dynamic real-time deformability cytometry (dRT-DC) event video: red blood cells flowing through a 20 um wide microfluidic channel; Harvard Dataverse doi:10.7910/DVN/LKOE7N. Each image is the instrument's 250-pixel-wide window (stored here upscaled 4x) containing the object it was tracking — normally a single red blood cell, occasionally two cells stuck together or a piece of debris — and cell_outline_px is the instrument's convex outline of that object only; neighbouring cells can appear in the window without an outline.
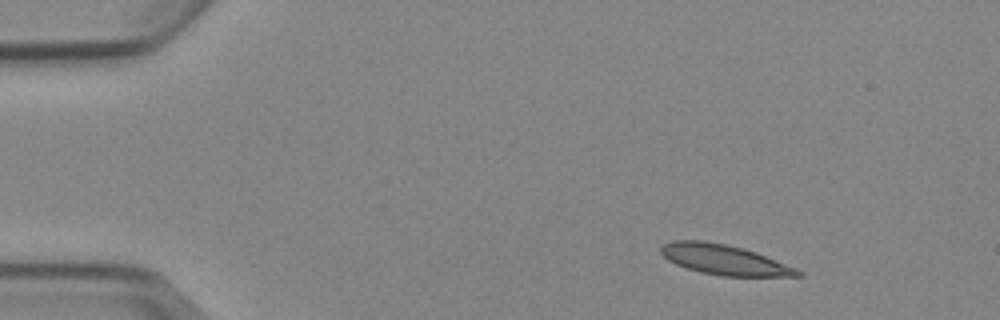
{"species": "Egyptian fruit bat (a non-hibernating species)", "species_latin": "Rousettus aegyptiacus", "temperature_condition": "cold", "stored_images_in_passage": 4, "segment_of_instrument_passage": [1, 2], "camera_frame_rate_fps": 3000, "um_per_image_px": 0.085, "animal": {"sex": "female"}, "frame": {"image": 1, "passage_image": 1, "time_ms": 0.0, "image_size_px": [1000, 320], "cell_outline_px": [[804, 276], [724, 276], [700, 272], [676, 264], [668, 260], [660, 252], [660, 248], [664, 244], [672, 240], [704, 240], [744, 248], [756, 252], [796, 268], [804, 272]], "centroid_in_image_um": [61.57, 22.07], "position_along_channel_um": 23.4, "area_um2": 23.93}}